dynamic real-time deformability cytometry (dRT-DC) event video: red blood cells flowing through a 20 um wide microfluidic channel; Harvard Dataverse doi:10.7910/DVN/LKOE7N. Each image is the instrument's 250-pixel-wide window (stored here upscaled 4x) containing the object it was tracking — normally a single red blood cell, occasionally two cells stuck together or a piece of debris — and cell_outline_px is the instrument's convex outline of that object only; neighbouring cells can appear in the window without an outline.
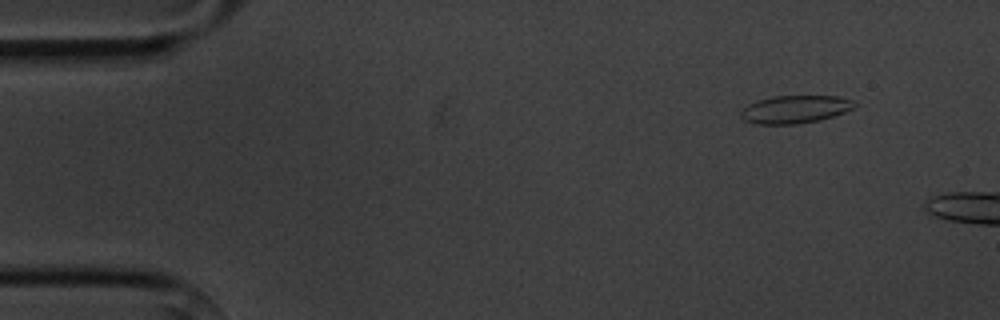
{"species": "common noctule bat (a hibernating species)", "species_latin": "Nyctalus noctula", "temperature_condition": "cold", "stored_images_in_passage": 4, "camera_frame_rate_fps": 3000, "um_per_image_px": 0.085, "animal": {"sex": "male", "body_mass_g": 20.1, "forearm_length_mm": 53.5}, "frame": {"image": 1, "passage_image": 2, "time_ms": 1.0, "image_size_px": [1000, 320], "cell_outline_px": [[856, 104], [852, 108], [844, 112], [820, 120], [796, 124], [756, 124], [744, 120], [740, 116], [740, 112], [748, 104], [756, 100], [772, 96], [840, 96], [852, 100]], "centroid_in_image_um": [67.54, 9.29], "position_along_channel_um": 17.5, "area_um2": 18.44}}